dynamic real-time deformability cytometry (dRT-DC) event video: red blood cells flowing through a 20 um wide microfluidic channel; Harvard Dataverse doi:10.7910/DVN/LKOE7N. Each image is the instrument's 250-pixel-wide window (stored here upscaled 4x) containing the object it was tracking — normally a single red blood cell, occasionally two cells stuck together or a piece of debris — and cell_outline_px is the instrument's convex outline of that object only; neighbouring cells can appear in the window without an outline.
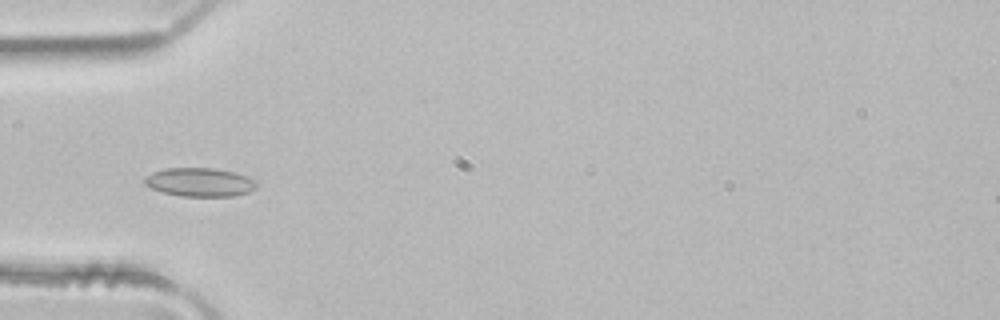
{"species": "common noctule bat (a hibernating species)", "species_latin": "Nyctalus noctula", "temperature_condition": "room temperature", "stored_images_in_passage": 4, "camera_frame_rate_fps": 3000, "um_per_image_px": 0.085, "animal": {"sex": "male", "body_mass_g": 21.5, "forearm_length_mm": 52.0}, "frame": {"image": 1, "passage_image": 4, "time_ms": 1.0, "image_size_px": [1000, 320], "cell_outline_px": [[256, 188], [248, 192], [236, 196], [180, 196], [164, 192], [152, 188], [144, 184], [144, 180], [152, 172], [164, 168], [212, 168], [232, 172], [256, 180]], "centroid_in_image_um": [16.97, 15.49], "position_along_channel_um": 68.0, "area_um2": 18.5}}